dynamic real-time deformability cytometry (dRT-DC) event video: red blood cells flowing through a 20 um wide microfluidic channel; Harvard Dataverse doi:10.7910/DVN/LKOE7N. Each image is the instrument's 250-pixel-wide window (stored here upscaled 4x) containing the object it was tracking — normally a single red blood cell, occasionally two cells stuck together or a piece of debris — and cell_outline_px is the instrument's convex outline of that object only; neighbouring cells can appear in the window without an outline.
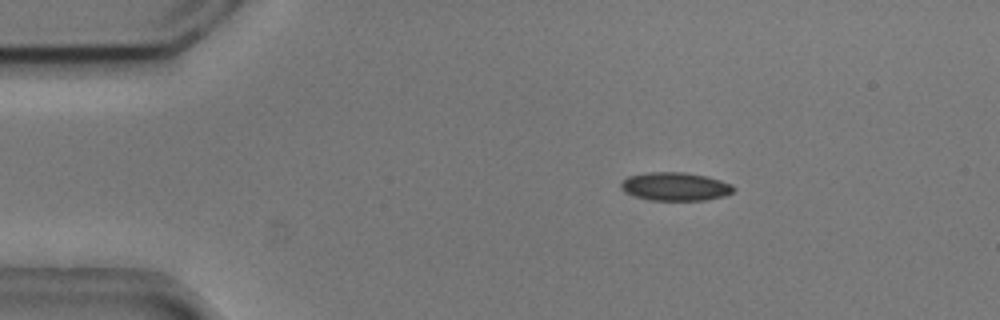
{"species": "common noctule bat (a hibernating species)", "species_latin": "Nyctalus noctula", "temperature_condition": "cold", "stored_images_in_passage": 5, "camera_frame_rate_fps": 3000, "um_per_image_px": 0.085, "animal": {"sex": "male", "body_mass_g": 20.5, "forearm_length_mm": 52.5}, "frame": {"image": 1, "passage_image": 3, "time_ms": 0.667, "image_size_px": [1000, 320], "cell_outline_px": [[736, 188], [732, 192], [724, 196], [704, 200], [652, 200], [636, 196], [620, 188], [620, 184], [628, 176], [648, 172], [684, 172], [708, 176], [732, 184]], "centroid_in_image_um": [57.43, 15.84], "position_along_channel_um": 27.6, "area_um2": 18.5}}